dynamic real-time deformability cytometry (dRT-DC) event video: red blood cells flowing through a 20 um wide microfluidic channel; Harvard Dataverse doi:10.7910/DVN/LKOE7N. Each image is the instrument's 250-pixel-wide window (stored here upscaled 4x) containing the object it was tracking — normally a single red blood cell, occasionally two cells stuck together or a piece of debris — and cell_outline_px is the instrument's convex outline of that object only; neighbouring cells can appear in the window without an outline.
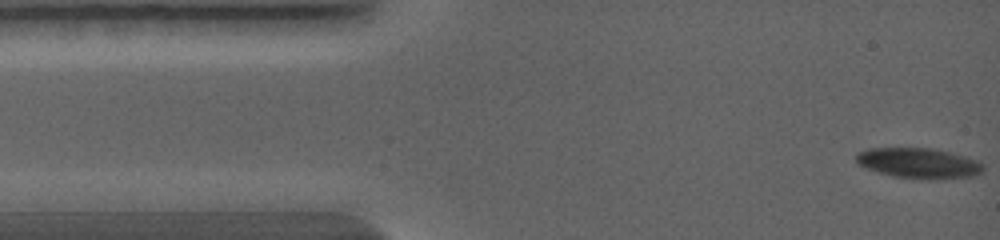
{"species": "common noctule bat (a hibernating species)", "species_latin": "Nyctalus noctula", "temperature_condition": "warm", "stored_images_in_passage": 47, "camera_frame_rate_fps": 5000, "um_per_image_px": 0.085, "animal": {"sex": "female", "body_mass_g": 19.0, "forearm_length_mm": 56.7}, "frame": {"image": 1, "passage_image": 1, "time_ms": 0.0, "image_size_px": [1000, 240], "cell_outline_px": [[984, 168], [980, 172], [972, 176], [892, 176], [868, 168], [860, 164], [856, 160], [856, 156], [860, 152], [868, 148], [932, 148], [964, 156], [976, 160], [984, 164]], "centroid_in_image_um": [78.06, 13.8], "position_along_channel_um": 6.9, "area_um2": 21.04}}
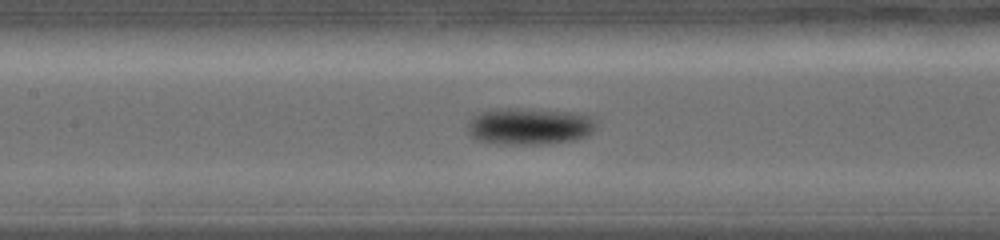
{"frame": {"image": 2, "passage_image": 27, "time_ms": 4.4, "image_size_px": [1000, 240], "cell_outline_px": [[596, 128], [588, 136], [572, 140], [548, 144], [492, 144], [476, 140], [468, 136], [468, 120], [476, 112], [496, 108], [528, 108], [576, 112], [592, 116], [596, 124]], "centroid_in_image_um": [44.95, 10.72], "position_along_channel_um": 162.4, "area_um2": 28.5}}
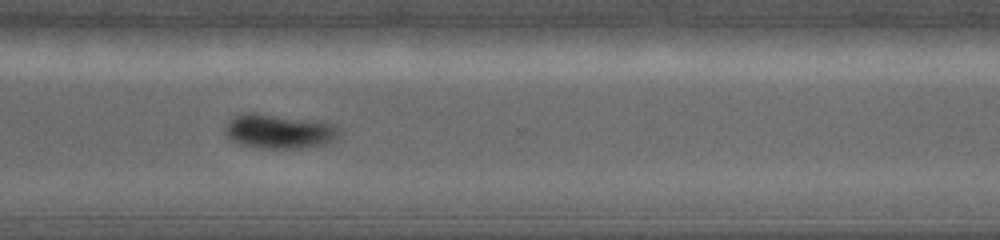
{"frame": {"image": 3, "passage_image": 46, "time_ms": 7.8, "image_size_px": [1000, 240], "cell_outline_px": [[340, 132], [336, 140], [324, 144], [300, 148], [260, 148], [240, 144], [232, 140], [224, 132], [224, 124], [232, 116], [248, 112], [256, 112], [324, 120], [340, 128]], "centroid_in_image_um": [23.73, 11.13], "position_along_channel_um": 346.9, "area_um2": 23.58}}